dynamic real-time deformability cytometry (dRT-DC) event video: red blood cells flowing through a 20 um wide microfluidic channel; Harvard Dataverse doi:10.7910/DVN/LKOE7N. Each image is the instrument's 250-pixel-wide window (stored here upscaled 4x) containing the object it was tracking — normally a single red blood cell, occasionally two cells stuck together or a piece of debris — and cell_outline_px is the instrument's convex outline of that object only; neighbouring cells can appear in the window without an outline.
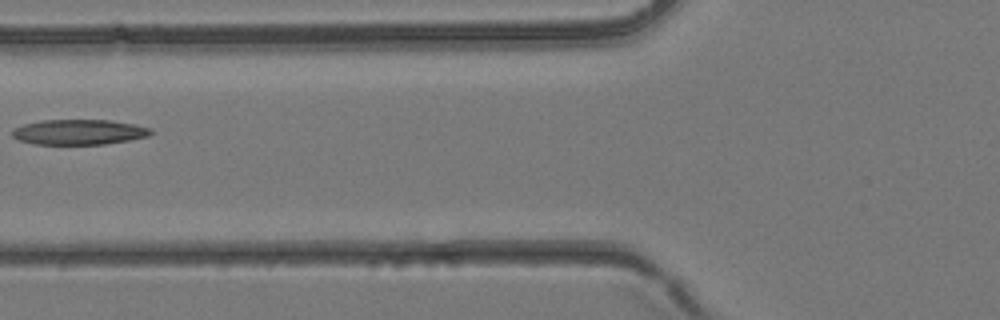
{"species": "common noctule bat (a hibernating species)", "species_latin": "Nyctalus noctula", "temperature_condition": "room temperature", "stored_images_in_passage": 4, "camera_frame_rate_fps": 3000, "um_per_image_px": 0.085, "animal": {"sex": "female", "body_mass_g": 24.6, "forearm_length_mm": 56.2}, "frame": {"image": 1, "passage_image": 4, "time_ms": 1.0, "image_size_px": [1000, 320], "cell_outline_px": [[152, 132], [148, 136], [128, 140], [104, 144], [36, 144], [20, 140], [12, 136], [12, 132], [16, 128], [24, 124], [44, 120], [108, 120], [132, 124], [152, 128]], "centroid_in_image_um": [6.73, 11.22], "position_along_channel_um": 119.1, "area_um2": 20.06}}